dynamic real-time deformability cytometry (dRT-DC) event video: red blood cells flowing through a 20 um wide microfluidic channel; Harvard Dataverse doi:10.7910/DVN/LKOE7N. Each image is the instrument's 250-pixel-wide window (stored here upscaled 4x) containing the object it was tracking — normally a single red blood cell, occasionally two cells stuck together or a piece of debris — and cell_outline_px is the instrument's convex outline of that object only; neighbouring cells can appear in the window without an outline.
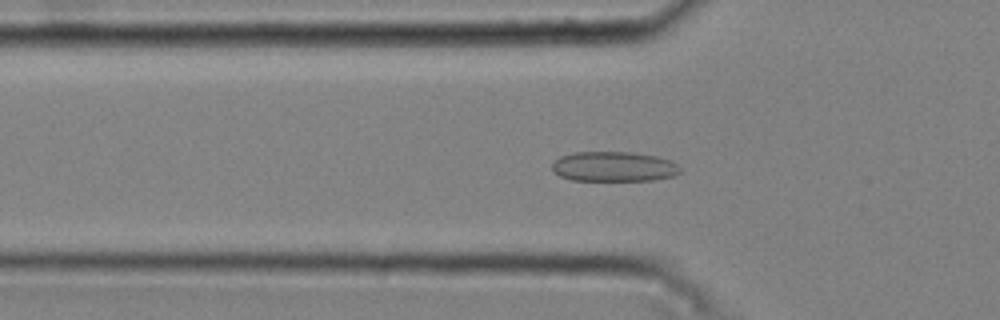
{"species": "common noctule bat (a hibernating species)", "species_latin": "Nyctalus noctula", "temperature_condition": "cold", "stored_images_in_passage": 51, "camera_frame_rate_fps": 3000, "um_per_image_px": 0.085, "animal": {"sex": "male", "body_mass_g": 20.4}, "frame": {"image": 1, "passage_image": 17, "time_ms": 5.333, "image_size_px": [1000, 320], "cell_outline_px": [[680, 172], [676, 176], [652, 180], [572, 180], [560, 176], [552, 168], [552, 164], [560, 156], [576, 152], [628, 152], [656, 156], [672, 160], [680, 168]], "centroid_in_image_um": [52.21, 14.16], "position_along_channel_um": 73.6, "area_um2": 22.25}}
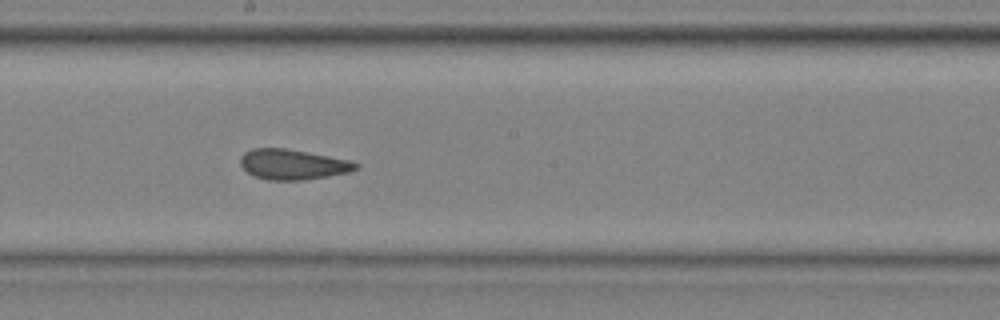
{"frame": {"image": 2, "passage_image": 29, "time_ms": 9.333, "image_size_px": [1000, 320], "cell_outline_px": [[360, 168], [348, 172], [328, 176], [304, 180], [268, 180], [256, 176], [248, 172], [240, 164], [240, 156], [244, 152], [252, 148], [284, 148], [308, 152], [348, 160], [360, 164]], "centroid_in_image_um": [24.88, 13.97], "position_along_channel_um": 223.3, "area_um2": 20.29}}
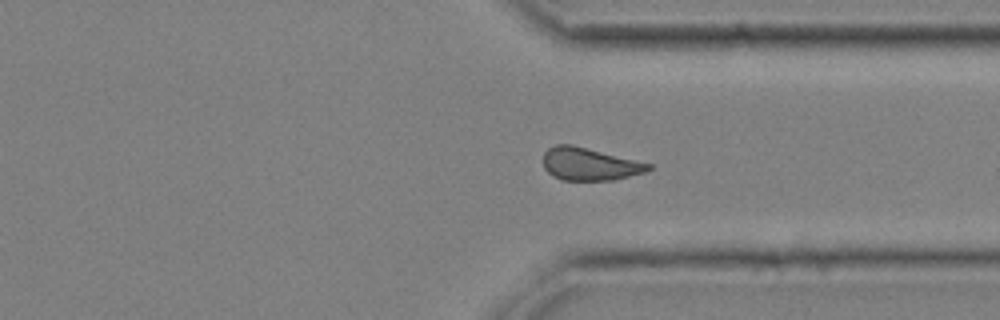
{"frame": {"image": 3, "passage_image": 40, "time_ms": 13.0, "image_size_px": [1000, 320], "cell_outline_px": [[652, 168], [644, 172], [612, 180], [560, 180], [552, 176], [544, 168], [544, 152], [548, 148], [556, 144], [572, 144], [652, 164]], "centroid_in_image_um": [50.08, 13.94], "position_along_channel_um": 361.3, "area_um2": 19.94}, "authors_computed_cell_mechanics": {"area_um2": 20.9236, "velocity_mm_per_s": 3.7401, "shape_relaxation_time_tau1_ms": null, "shape_relaxation_time_tau2_ms": 1.7149, "deformation_change_tau1": null, "deformation_change_tau2": 0.0784}}